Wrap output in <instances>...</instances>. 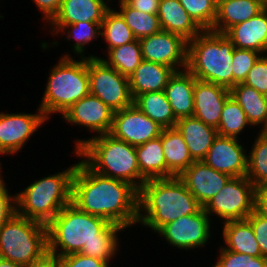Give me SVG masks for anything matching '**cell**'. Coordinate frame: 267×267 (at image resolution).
I'll list each match as a JSON object with an SVG mask.
<instances>
[{
    "label": "cell",
    "instance_id": "obj_1",
    "mask_svg": "<svg viewBox=\"0 0 267 267\" xmlns=\"http://www.w3.org/2000/svg\"><path fill=\"white\" fill-rule=\"evenodd\" d=\"M139 191L131 184L102 176L82 160L72 182V203L81 211L124 229L137 224Z\"/></svg>",
    "mask_w": 267,
    "mask_h": 267
},
{
    "label": "cell",
    "instance_id": "obj_2",
    "mask_svg": "<svg viewBox=\"0 0 267 267\" xmlns=\"http://www.w3.org/2000/svg\"><path fill=\"white\" fill-rule=\"evenodd\" d=\"M47 230L48 253L59 258L80 253L92 241H118L117 234L124 228L70 203L47 224Z\"/></svg>",
    "mask_w": 267,
    "mask_h": 267
},
{
    "label": "cell",
    "instance_id": "obj_3",
    "mask_svg": "<svg viewBox=\"0 0 267 267\" xmlns=\"http://www.w3.org/2000/svg\"><path fill=\"white\" fill-rule=\"evenodd\" d=\"M201 208L179 177L149 179L139 189L137 223L158 232L167 223Z\"/></svg>",
    "mask_w": 267,
    "mask_h": 267
},
{
    "label": "cell",
    "instance_id": "obj_4",
    "mask_svg": "<svg viewBox=\"0 0 267 267\" xmlns=\"http://www.w3.org/2000/svg\"><path fill=\"white\" fill-rule=\"evenodd\" d=\"M75 154L94 172L133 185L138 191L146 179L140 174L135 146L106 133L76 140Z\"/></svg>",
    "mask_w": 267,
    "mask_h": 267
},
{
    "label": "cell",
    "instance_id": "obj_5",
    "mask_svg": "<svg viewBox=\"0 0 267 267\" xmlns=\"http://www.w3.org/2000/svg\"><path fill=\"white\" fill-rule=\"evenodd\" d=\"M234 48L224 33L204 30L188 41L187 69L198 80L231 89Z\"/></svg>",
    "mask_w": 267,
    "mask_h": 267
},
{
    "label": "cell",
    "instance_id": "obj_6",
    "mask_svg": "<svg viewBox=\"0 0 267 267\" xmlns=\"http://www.w3.org/2000/svg\"><path fill=\"white\" fill-rule=\"evenodd\" d=\"M77 164L43 177L16 194V213L47 225L72 203V182Z\"/></svg>",
    "mask_w": 267,
    "mask_h": 267
},
{
    "label": "cell",
    "instance_id": "obj_7",
    "mask_svg": "<svg viewBox=\"0 0 267 267\" xmlns=\"http://www.w3.org/2000/svg\"><path fill=\"white\" fill-rule=\"evenodd\" d=\"M73 60L64 54L55 65L46 84L39 109L47 119L49 114L63 115L73 104L90 93L87 56Z\"/></svg>",
    "mask_w": 267,
    "mask_h": 267
},
{
    "label": "cell",
    "instance_id": "obj_8",
    "mask_svg": "<svg viewBox=\"0 0 267 267\" xmlns=\"http://www.w3.org/2000/svg\"><path fill=\"white\" fill-rule=\"evenodd\" d=\"M47 254V225L15 213L0 228V258L26 267Z\"/></svg>",
    "mask_w": 267,
    "mask_h": 267
},
{
    "label": "cell",
    "instance_id": "obj_9",
    "mask_svg": "<svg viewBox=\"0 0 267 267\" xmlns=\"http://www.w3.org/2000/svg\"><path fill=\"white\" fill-rule=\"evenodd\" d=\"M90 93L101 99L112 111L133 105L129 77L109 66L103 57H87Z\"/></svg>",
    "mask_w": 267,
    "mask_h": 267
},
{
    "label": "cell",
    "instance_id": "obj_10",
    "mask_svg": "<svg viewBox=\"0 0 267 267\" xmlns=\"http://www.w3.org/2000/svg\"><path fill=\"white\" fill-rule=\"evenodd\" d=\"M255 190L246 176L231 177L203 209L209 216L215 213L224 222L246 219L254 211Z\"/></svg>",
    "mask_w": 267,
    "mask_h": 267
},
{
    "label": "cell",
    "instance_id": "obj_11",
    "mask_svg": "<svg viewBox=\"0 0 267 267\" xmlns=\"http://www.w3.org/2000/svg\"><path fill=\"white\" fill-rule=\"evenodd\" d=\"M142 58L180 71L187 69L188 41L164 30L139 40ZM180 67V68H179Z\"/></svg>",
    "mask_w": 267,
    "mask_h": 267
},
{
    "label": "cell",
    "instance_id": "obj_12",
    "mask_svg": "<svg viewBox=\"0 0 267 267\" xmlns=\"http://www.w3.org/2000/svg\"><path fill=\"white\" fill-rule=\"evenodd\" d=\"M210 220L202 207L195 214L182 216L167 223L157 233L171 246L190 250L207 244L211 237Z\"/></svg>",
    "mask_w": 267,
    "mask_h": 267
},
{
    "label": "cell",
    "instance_id": "obj_13",
    "mask_svg": "<svg viewBox=\"0 0 267 267\" xmlns=\"http://www.w3.org/2000/svg\"><path fill=\"white\" fill-rule=\"evenodd\" d=\"M163 129L135 105H132L114 112L109 134L136 147L158 138Z\"/></svg>",
    "mask_w": 267,
    "mask_h": 267
},
{
    "label": "cell",
    "instance_id": "obj_14",
    "mask_svg": "<svg viewBox=\"0 0 267 267\" xmlns=\"http://www.w3.org/2000/svg\"><path fill=\"white\" fill-rule=\"evenodd\" d=\"M47 120L39 108L37 114L1 112L0 154L13 155V153H18L35 131Z\"/></svg>",
    "mask_w": 267,
    "mask_h": 267
},
{
    "label": "cell",
    "instance_id": "obj_15",
    "mask_svg": "<svg viewBox=\"0 0 267 267\" xmlns=\"http://www.w3.org/2000/svg\"><path fill=\"white\" fill-rule=\"evenodd\" d=\"M238 140L218 135L202 161L230 177L246 176L248 155Z\"/></svg>",
    "mask_w": 267,
    "mask_h": 267
},
{
    "label": "cell",
    "instance_id": "obj_16",
    "mask_svg": "<svg viewBox=\"0 0 267 267\" xmlns=\"http://www.w3.org/2000/svg\"><path fill=\"white\" fill-rule=\"evenodd\" d=\"M62 116L68 123L84 126L99 136L110 132L114 111L101 99L89 93L73 104Z\"/></svg>",
    "mask_w": 267,
    "mask_h": 267
},
{
    "label": "cell",
    "instance_id": "obj_17",
    "mask_svg": "<svg viewBox=\"0 0 267 267\" xmlns=\"http://www.w3.org/2000/svg\"><path fill=\"white\" fill-rule=\"evenodd\" d=\"M187 189L193 194L199 204L204 207L231 178L228 174L219 172L203 161H194L180 176Z\"/></svg>",
    "mask_w": 267,
    "mask_h": 267
},
{
    "label": "cell",
    "instance_id": "obj_18",
    "mask_svg": "<svg viewBox=\"0 0 267 267\" xmlns=\"http://www.w3.org/2000/svg\"><path fill=\"white\" fill-rule=\"evenodd\" d=\"M230 96V89L196 79L193 91V117L217 129L220 123L222 108Z\"/></svg>",
    "mask_w": 267,
    "mask_h": 267
},
{
    "label": "cell",
    "instance_id": "obj_19",
    "mask_svg": "<svg viewBox=\"0 0 267 267\" xmlns=\"http://www.w3.org/2000/svg\"><path fill=\"white\" fill-rule=\"evenodd\" d=\"M109 9L105 0H62L58 14L48 24L53 26L54 35L64 25L81 21L102 23Z\"/></svg>",
    "mask_w": 267,
    "mask_h": 267
},
{
    "label": "cell",
    "instance_id": "obj_20",
    "mask_svg": "<svg viewBox=\"0 0 267 267\" xmlns=\"http://www.w3.org/2000/svg\"><path fill=\"white\" fill-rule=\"evenodd\" d=\"M238 49L267 54V7L255 17L230 27L224 33Z\"/></svg>",
    "mask_w": 267,
    "mask_h": 267
},
{
    "label": "cell",
    "instance_id": "obj_21",
    "mask_svg": "<svg viewBox=\"0 0 267 267\" xmlns=\"http://www.w3.org/2000/svg\"><path fill=\"white\" fill-rule=\"evenodd\" d=\"M195 80L188 69L175 71L169 78L164 92L177 119L192 117L194 114Z\"/></svg>",
    "mask_w": 267,
    "mask_h": 267
},
{
    "label": "cell",
    "instance_id": "obj_22",
    "mask_svg": "<svg viewBox=\"0 0 267 267\" xmlns=\"http://www.w3.org/2000/svg\"><path fill=\"white\" fill-rule=\"evenodd\" d=\"M175 127L182 134L194 161H202L205 158L214 139L218 136L217 129L193 116L178 119Z\"/></svg>",
    "mask_w": 267,
    "mask_h": 267
},
{
    "label": "cell",
    "instance_id": "obj_23",
    "mask_svg": "<svg viewBox=\"0 0 267 267\" xmlns=\"http://www.w3.org/2000/svg\"><path fill=\"white\" fill-rule=\"evenodd\" d=\"M267 7V0H226L217 6L212 31L225 33L230 27L249 20Z\"/></svg>",
    "mask_w": 267,
    "mask_h": 267
},
{
    "label": "cell",
    "instance_id": "obj_24",
    "mask_svg": "<svg viewBox=\"0 0 267 267\" xmlns=\"http://www.w3.org/2000/svg\"><path fill=\"white\" fill-rule=\"evenodd\" d=\"M158 18L162 30L181 35L187 41L203 31L179 0H160Z\"/></svg>",
    "mask_w": 267,
    "mask_h": 267
},
{
    "label": "cell",
    "instance_id": "obj_25",
    "mask_svg": "<svg viewBox=\"0 0 267 267\" xmlns=\"http://www.w3.org/2000/svg\"><path fill=\"white\" fill-rule=\"evenodd\" d=\"M174 72L171 67L143 60L129 77L133 99L143 93L164 91Z\"/></svg>",
    "mask_w": 267,
    "mask_h": 267
},
{
    "label": "cell",
    "instance_id": "obj_26",
    "mask_svg": "<svg viewBox=\"0 0 267 267\" xmlns=\"http://www.w3.org/2000/svg\"><path fill=\"white\" fill-rule=\"evenodd\" d=\"M159 137L167 166V178L180 176L194 162L182 134L176 127L164 128Z\"/></svg>",
    "mask_w": 267,
    "mask_h": 267
},
{
    "label": "cell",
    "instance_id": "obj_27",
    "mask_svg": "<svg viewBox=\"0 0 267 267\" xmlns=\"http://www.w3.org/2000/svg\"><path fill=\"white\" fill-rule=\"evenodd\" d=\"M223 225L222 236L226 244L224 249L254 257L262 256L252 226L247 219L231 220L224 222Z\"/></svg>",
    "mask_w": 267,
    "mask_h": 267
},
{
    "label": "cell",
    "instance_id": "obj_28",
    "mask_svg": "<svg viewBox=\"0 0 267 267\" xmlns=\"http://www.w3.org/2000/svg\"><path fill=\"white\" fill-rule=\"evenodd\" d=\"M230 94L244 110L251 126L263 124L260 131H265L267 129V96L243 83L233 86Z\"/></svg>",
    "mask_w": 267,
    "mask_h": 267
},
{
    "label": "cell",
    "instance_id": "obj_29",
    "mask_svg": "<svg viewBox=\"0 0 267 267\" xmlns=\"http://www.w3.org/2000/svg\"><path fill=\"white\" fill-rule=\"evenodd\" d=\"M133 105L162 128H173L176 126L178 119L175 117L164 91L147 92L137 95L133 99Z\"/></svg>",
    "mask_w": 267,
    "mask_h": 267
},
{
    "label": "cell",
    "instance_id": "obj_30",
    "mask_svg": "<svg viewBox=\"0 0 267 267\" xmlns=\"http://www.w3.org/2000/svg\"><path fill=\"white\" fill-rule=\"evenodd\" d=\"M140 174L146 179L167 178V166L161 138L135 147Z\"/></svg>",
    "mask_w": 267,
    "mask_h": 267
},
{
    "label": "cell",
    "instance_id": "obj_31",
    "mask_svg": "<svg viewBox=\"0 0 267 267\" xmlns=\"http://www.w3.org/2000/svg\"><path fill=\"white\" fill-rule=\"evenodd\" d=\"M119 5L120 11L118 13L125 20L137 40L162 30L158 14H148L131 8L123 0H120Z\"/></svg>",
    "mask_w": 267,
    "mask_h": 267
},
{
    "label": "cell",
    "instance_id": "obj_32",
    "mask_svg": "<svg viewBox=\"0 0 267 267\" xmlns=\"http://www.w3.org/2000/svg\"><path fill=\"white\" fill-rule=\"evenodd\" d=\"M101 36L108 43L107 51L136 40L125 20L112 7L106 12L101 23Z\"/></svg>",
    "mask_w": 267,
    "mask_h": 267
},
{
    "label": "cell",
    "instance_id": "obj_33",
    "mask_svg": "<svg viewBox=\"0 0 267 267\" xmlns=\"http://www.w3.org/2000/svg\"><path fill=\"white\" fill-rule=\"evenodd\" d=\"M108 59H103L120 74L130 77L143 61L139 40L124 44L108 52Z\"/></svg>",
    "mask_w": 267,
    "mask_h": 267
},
{
    "label": "cell",
    "instance_id": "obj_34",
    "mask_svg": "<svg viewBox=\"0 0 267 267\" xmlns=\"http://www.w3.org/2000/svg\"><path fill=\"white\" fill-rule=\"evenodd\" d=\"M259 132L250 153H248L246 174V177L251 180L256 189L267 187V133Z\"/></svg>",
    "mask_w": 267,
    "mask_h": 267
},
{
    "label": "cell",
    "instance_id": "obj_35",
    "mask_svg": "<svg viewBox=\"0 0 267 267\" xmlns=\"http://www.w3.org/2000/svg\"><path fill=\"white\" fill-rule=\"evenodd\" d=\"M247 125L251 126L244 110L230 96L222 108L220 123L217 128L218 135L238 139V135Z\"/></svg>",
    "mask_w": 267,
    "mask_h": 267
},
{
    "label": "cell",
    "instance_id": "obj_36",
    "mask_svg": "<svg viewBox=\"0 0 267 267\" xmlns=\"http://www.w3.org/2000/svg\"><path fill=\"white\" fill-rule=\"evenodd\" d=\"M68 30L67 33V41H71V39H75V43L73 45V52L75 54H78L81 57H84L83 52H85V44L88 45L91 40L97 39L99 35H101V23L97 22H87V21H81L76 22L74 24L64 25L59 32L61 33L63 31V34L65 33V29Z\"/></svg>",
    "mask_w": 267,
    "mask_h": 267
},
{
    "label": "cell",
    "instance_id": "obj_37",
    "mask_svg": "<svg viewBox=\"0 0 267 267\" xmlns=\"http://www.w3.org/2000/svg\"><path fill=\"white\" fill-rule=\"evenodd\" d=\"M194 22L204 31L212 30L217 16L213 0H179Z\"/></svg>",
    "mask_w": 267,
    "mask_h": 267
},
{
    "label": "cell",
    "instance_id": "obj_38",
    "mask_svg": "<svg viewBox=\"0 0 267 267\" xmlns=\"http://www.w3.org/2000/svg\"><path fill=\"white\" fill-rule=\"evenodd\" d=\"M262 54L251 49L234 48L233 51V86L243 83L252 66Z\"/></svg>",
    "mask_w": 267,
    "mask_h": 267
},
{
    "label": "cell",
    "instance_id": "obj_39",
    "mask_svg": "<svg viewBox=\"0 0 267 267\" xmlns=\"http://www.w3.org/2000/svg\"><path fill=\"white\" fill-rule=\"evenodd\" d=\"M212 267H267V258L250 256L220 248L219 258Z\"/></svg>",
    "mask_w": 267,
    "mask_h": 267
},
{
    "label": "cell",
    "instance_id": "obj_40",
    "mask_svg": "<svg viewBox=\"0 0 267 267\" xmlns=\"http://www.w3.org/2000/svg\"><path fill=\"white\" fill-rule=\"evenodd\" d=\"M243 84L267 96V54L261 55L248 72Z\"/></svg>",
    "mask_w": 267,
    "mask_h": 267
},
{
    "label": "cell",
    "instance_id": "obj_41",
    "mask_svg": "<svg viewBox=\"0 0 267 267\" xmlns=\"http://www.w3.org/2000/svg\"><path fill=\"white\" fill-rule=\"evenodd\" d=\"M118 245V241H92L83 245L80 253L109 263L117 253Z\"/></svg>",
    "mask_w": 267,
    "mask_h": 267
},
{
    "label": "cell",
    "instance_id": "obj_42",
    "mask_svg": "<svg viewBox=\"0 0 267 267\" xmlns=\"http://www.w3.org/2000/svg\"><path fill=\"white\" fill-rule=\"evenodd\" d=\"M246 219L252 226L262 256L267 258V218L254 210Z\"/></svg>",
    "mask_w": 267,
    "mask_h": 267
},
{
    "label": "cell",
    "instance_id": "obj_43",
    "mask_svg": "<svg viewBox=\"0 0 267 267\" xmlns=\"http://www.w3.org/2000/svg\"><path fill=\"white\" fill-rule=\"evenodd\" d=\"M60 267H109L106 261L74 253L58 258Z\"/></svg>",
    "mask_w": 267,
    "mask_h": 267
},
{
    "label": "cell",
    "instance_id": "obj_44",
    "mask_svg": "<svg viewBox=\"0 0 267 267\" xmlns=\"http://www.w3.org/2000/svg\"><path fill=\"white\" fill-rule=\"evenodd\" d=\"M12 196L9 195L2 180L0 182V228L16 213V196Z\"/></svg>",
    "mask_w": 267,
    "mask_h": 267
},
{
    "label": "cell",
    "instance_id": "obj_45",
    "mask_svg": "<svg viewBox=\"0 0 267 267\" xmlns=\"http://www.w3.org/2000/svg\"><path fill=\"white\" fill-rule=\"evenodd\" d=\"M33 2L43 13V19L50 23L58 14L62 0H33Z\"/></svg>",
    "mask_w": 267,
    "mask_h": 267
},
{
    "label": "cell",
    "instance_id": "obj_46",
    "mask_svg": "<svg viewBox=\"0 0 267 267\" xmlns=\"http://www.w3.org/2000/svg\"><path fill=\"white\" fill-rule=\"evenodd\" d=\"M129 7L148 14H158L160 0H123Z\"/></svg>",
    "mask_w": 267,
    "mask_h": 267
},
{
    "label": "cell",
    "instance_id": "obj_47",
    "mask_svg": "<svg viewBox=\"0 0 267 267\" xmlns=\"http://www.w3.org/2000/svg\"><path fill=\"white\" fill-rule=\"evenodd\" d=\"M254 210L267 218V187H260L255 190Z\"/></svg>",
    "mask_w": 267,
    "mask_h": 267
},
{
    "label": "cell",
    "instance_id": "obj_48",
    "mask_svg": "<svg viewBox=\"0 0 267 267\" xmlns=\"http://www.w3.org/2000/svg\"><path fill=\"white\" fill-rule=\"evenodd\" d=\"M26 267H60L58 257L47 254L41 260L34 262Z\"/></svg>",
    "mask_w": 267,
    "mask_h": 267
},
{
    "label": "cell",
    "instance_id": "obj_49",
    "mask_svg": "<svg viewBox=\"0 0 267 267\" xmlns=\"http://www.w3.org/2000/svg\"><path fill=\"white\" fill-rule=\"evenodd\" d=\"M0 267H24L20 264L0 258Z\"/></svg>",
    "mask_w": 267,
    "mask_h": 267
},
{
    "label": "cell",
    "instance_id": "obj_50",
    "mask_svg": "<svg viewBox=\"0 0 267 267\" xmlns=\"http://www.w3.org/2000/svg\"><path fill=\"white\" fill-rule=\"evenodd\" d=\"M226 1V0H213V2L218 6L221 2Z\"/></svg>",
    "mask_w": 267,
    "mask_h": 267
},
{
    "label": "cell",
    "instance_id": "obj_51",
    "mask_svg": "<svg viewBox=\"0 0 267 267\" xmlns=\"http://www.w3.org/2000/svg\"><path fill=\"white\" fill-rule=\"evenodd\" d=\"M1 162H0V166H1ZM1 169V168H0ZM3 179H2V177H1V171H0V182L2 181Z\"/></svg>",
    "mask_w": 267,
    "mask_h": 267
}]
</instances>
